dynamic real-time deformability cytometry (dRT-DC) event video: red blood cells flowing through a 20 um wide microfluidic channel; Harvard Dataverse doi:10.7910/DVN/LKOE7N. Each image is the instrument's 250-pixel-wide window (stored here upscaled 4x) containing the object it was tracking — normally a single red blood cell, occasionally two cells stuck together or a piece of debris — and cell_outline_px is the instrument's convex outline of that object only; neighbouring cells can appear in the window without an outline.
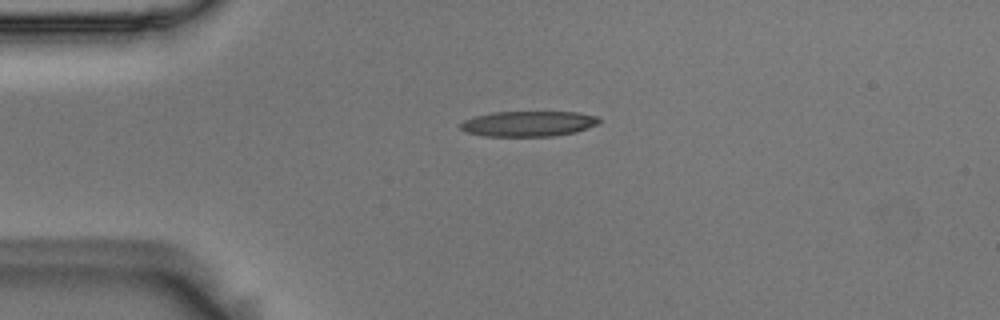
{"species": "Egyptian fruit bat (a non-hibernating species)", "species_latin": "Rousettus aegyptiacus", "temperature_condition": "room temperature", "stored_images_in_passage": 44, "camera_frame_rate_fps": 3000, "um_per_image_px": 0.085, "animal": {"sex": "male"}, "frame": {"image": 1, "passage_image": 2, "time_ms": 0.333, "image_size_px": [1000, 320], "cell_outline_px": [[600, 124], [576, 132], [552, 136], [484, 136], [468, 132], [460, 128], [460, 124], [464, 120], [476, 116], [492, 112], [576, 112], [596, 116], [600, 120]], "centroid_in_image_um": [44.94, 10.51], "position_along_channel_um": 40.1, "area_um2": 20.46}}
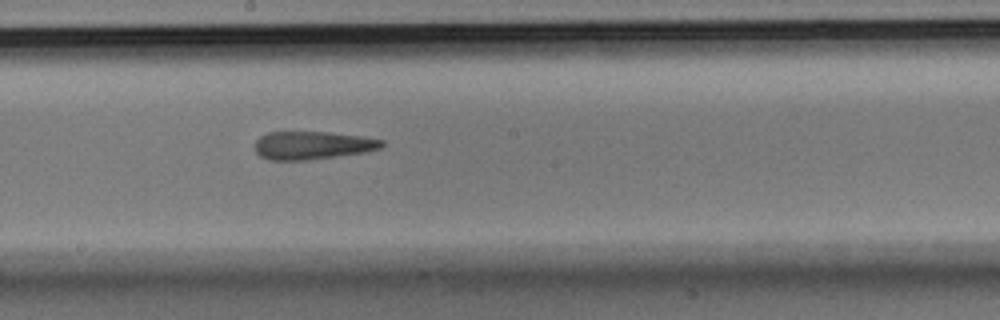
{"frame": {"image": 2, "passage_image": 19, "time_ms": 6.0, "image_size_px": [1000, 320], "cell_outline_px": [[384, 144], [380, 148], [368, 152], [308, 160], [268, 160], [260, 156], [256, 152], [256, 140], [260, 136], [268, 132], [328, 132], [364, 136], [384, 140]], "centroid_in_image_um": [26.59, 12.35], "position_along_channel_um": 221.6, "area_um2": 20.92}}
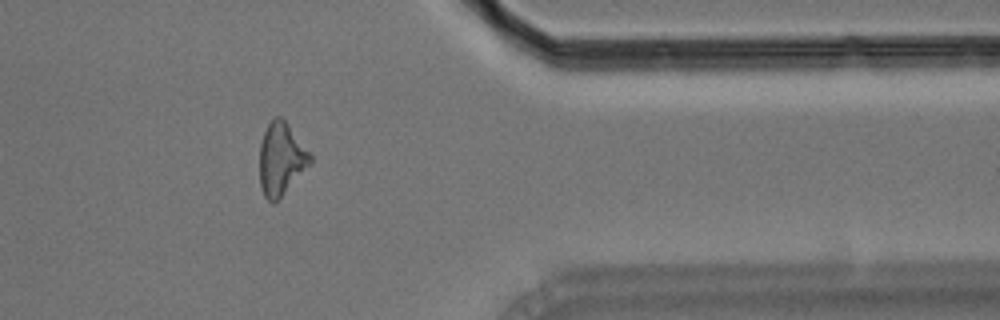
{"frame": {"image": 3, "passage_image": 34, "time_ms": 11.0, "image_size_px": [1000, 320], "cell_outline_px": [[312, 160], [280, 196], [272, 204], [264, 196], [260, 184], [260, 144], [264, 132], [272, 116], [280, 116], [288, 124], [312, 152]], "centroid_in_image_um": [23.89, 13.44], "position_along_channel_um": 387.5, "area_um2": 21.04}, "authors_computed_cell_mechanics": {"area_um2": 21.2704, "velocity_mm_per_s": 3.6497, "shape_relaxation_time_tau1_ms": 5.3021, "shape_relaxation_time_tau2_ms": 4.4522, "deformation_change_tau1": 0.2234, "deformation_change_tau2": 0.1843}}